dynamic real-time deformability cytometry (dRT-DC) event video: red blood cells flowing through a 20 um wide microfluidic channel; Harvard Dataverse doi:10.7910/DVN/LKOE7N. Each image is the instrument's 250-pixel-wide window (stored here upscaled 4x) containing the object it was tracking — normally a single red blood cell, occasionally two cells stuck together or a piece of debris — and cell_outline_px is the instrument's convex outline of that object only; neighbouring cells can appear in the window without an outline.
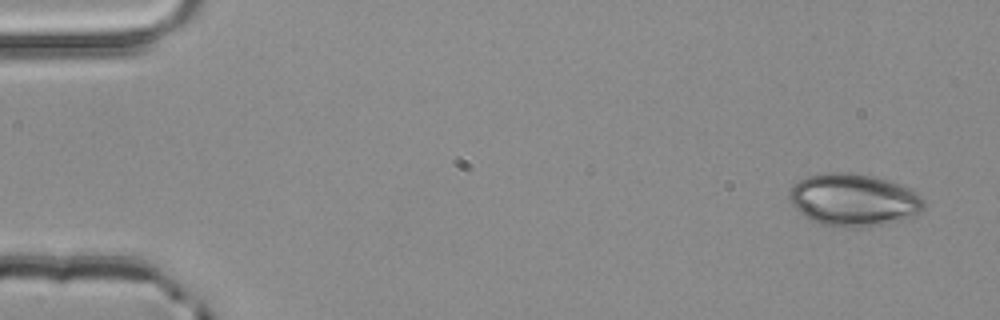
{"species": "common noctule bat (a hibernating species)", "species_latin": "Nyctalus noctula", "temperature_condition": "room temperature", "stored_images_in_passage": 3, "camera_frame_rate_fps": 3000, "um_per_image_px": 0.085, "animal": {"sex": "male", "body_mass_g": 20.4}, "frame": {"image": 1, "passage_image": 1, "time_ms": 0.0, "image_size_px": [1000, 320], "cell_outline_px": [[924, 208], [920, 212], [912, 216], [888, 224], [856, 228], [824, 224], [812, 220], [804, 216], [792, 204], [788, 196], [788, 192], [792, 184], [808, 176], [828, 172], [848, 172], [876, 176], [892, 180], [916, 192], [924, 200]], "centroid_in_image_um": [72.57, 16.98], "position_along_channel_um": 12.4, "area_um2": 41.33}}